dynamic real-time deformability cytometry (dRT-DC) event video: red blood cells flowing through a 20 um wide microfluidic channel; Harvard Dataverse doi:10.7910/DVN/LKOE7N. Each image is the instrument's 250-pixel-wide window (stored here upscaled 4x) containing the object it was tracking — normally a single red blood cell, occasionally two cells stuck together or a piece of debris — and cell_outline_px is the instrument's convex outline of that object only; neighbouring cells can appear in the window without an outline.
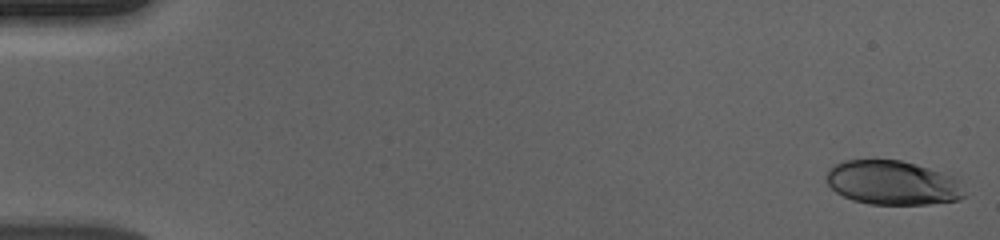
{"species": "human", "species_latin": "Homo sapiens", "temperature_condition": "cold", "stored_images_in_passage": 56, "camera_frame_rate_fps": 3000, "um_per_image_px": 0.085, "donor": {"sex": "male"}, "frame": {"image": 1, "passage_image": 1, "time_ms": 0.0, "image_size_px": [1000, 240], "cell_outline_px": [[964, 196], [960, 200], [928, 204], [868, 204], [852, 200], [836, 192], [828, 184], [828, 168], [844, 160], [900, 160], [916, 164], [956, 176], [960, 180]], "centroid_in_image_um": [75.91, 15.54], "position_along_channel_um": 9.1, "area_um2": 35.6}}
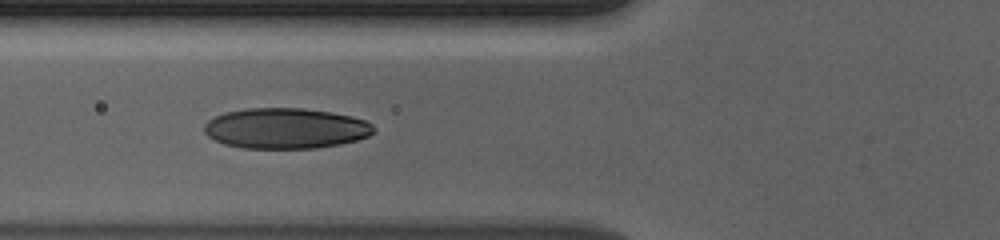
{"frame": {"image": 2, "passage_image": 22, "time_ms": 7.0, "image_size_px": [1000, 240], "cell_outline_px": [[376, 132], [368, 136], [356, 140], [340, 144], [316, 148], [240, 148], [224, 144], [208, 136], [204, 132], [204, 124], [208, 120], [224, 112], [248, 108], [304, 108], [332, 112], [352, 116], [364, 120], [372, 124], [376, 128]], "centroid_in_image_um": [24.29, 10.91], "position_along_channel_um": 101.5, "area_um2": 40.29}}
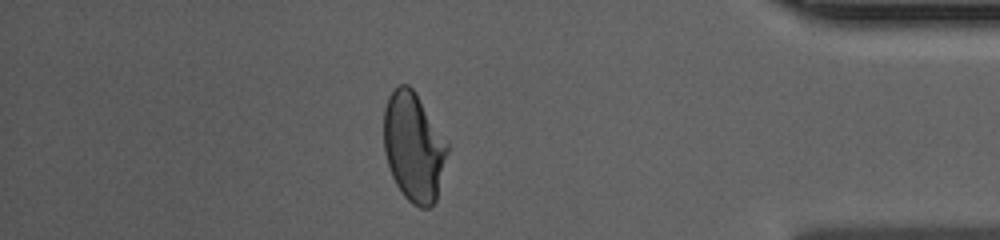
{"frame": {"image": 3, "passage_image": 49, "time_ms": 16.0, "image_size_px": [1000, 240], "cell_outline_px": [[448, 152], [436, 200], [428, 208], [420, 208], [412, 204], [404, 196], [396, 184], [392, 176], [384, 152], [384, 108], [388, 96], [400, 84], [408, 84], [416, 92], [448, 144]], "centroid_in_image_um": [35.15, 12.49], "position_along_channel_um": 400.0, "area_um2": 40.23}, "authors_computed_cell_mechanics": {"area_um2": 39.4196, "velocity_mm_per_s": 3.6796, "shape_relaxation_time_tau1_ms": 5.2575, "shape_relaxation_time_tau2_ms": 1.0604, "deformation_change_tau1": 0.1848, "deformation_change_tau2": 0.0541}}